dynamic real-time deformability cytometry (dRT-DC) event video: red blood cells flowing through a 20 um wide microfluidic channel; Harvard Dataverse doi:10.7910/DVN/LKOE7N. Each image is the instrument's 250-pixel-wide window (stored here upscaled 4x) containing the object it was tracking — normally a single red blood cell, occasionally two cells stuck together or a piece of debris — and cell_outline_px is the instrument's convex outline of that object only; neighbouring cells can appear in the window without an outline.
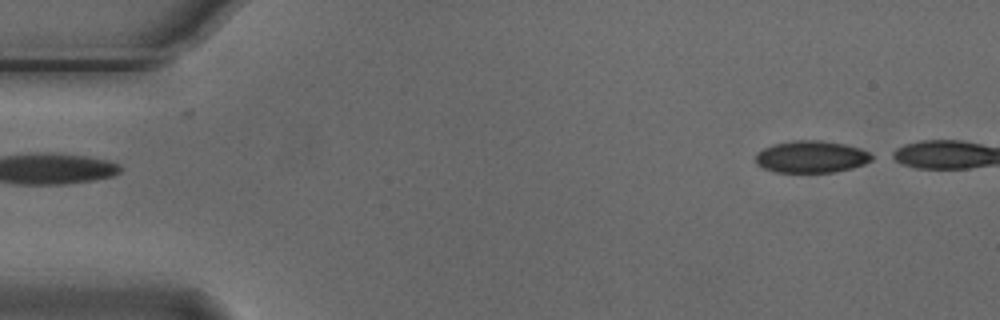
{"species": "Egyptian fruit bat (a non-hibernating species)", "species_latin": "Rousettus aegyptiacus", "temperature_condition": "cold", "stored_images_in_passage": 6, "segment_of_instrument_passage": [2, 2], "camera_frame_rate_fps": 3000, "um_per_image_px": 0.085, "animal": {"sex": "male"}, "frame": {"image": 1, "passage_image": 6, "time_ms": 1.667, "image_size_px": [1000, 320], "cell_outline_px": [[876, 156], [872, 160], [864, 164], [852, 168], [832, 172], [776, 172], [764, 168], [756, 164], [756, 152], [772, 144], [792, 140], [820, 140], [844, 144], [860, 148]], "centroid_in_image_um": [68.96, 13.32], "position_along_channel_um": 16.0, "area_um2": 21.79}}